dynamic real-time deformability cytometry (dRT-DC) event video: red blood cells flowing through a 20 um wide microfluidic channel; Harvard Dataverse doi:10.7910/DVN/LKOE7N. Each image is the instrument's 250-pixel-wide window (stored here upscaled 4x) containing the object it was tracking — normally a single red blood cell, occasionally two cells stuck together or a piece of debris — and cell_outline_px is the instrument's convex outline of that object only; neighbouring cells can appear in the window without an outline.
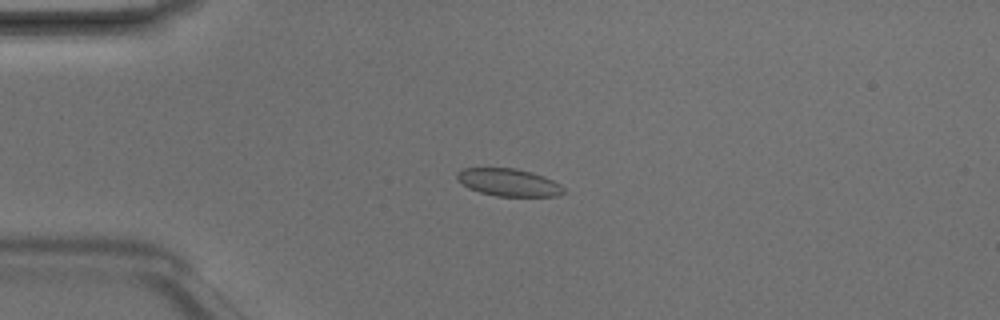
{"species": "Egyptian fruit bat (a non-hibernating species)", "species_latin": "Rousettus aegyptiacus", "temperature_condition": "room temperature", "stored_images_in_passage": 3, "camera_frame_rate_fps": 3000, "um_per_image_px": 0.085, "animal": {"sex": "male"}, "frame": {"image": 1, "passage_image": 3, "time_ms": 0.667, "image_size_px": [1000, 320], "cell_outline_px": [[564, 192], [556, 196], [496, 196], [480, 192], [468, 188], [456, 180], [456, 172], [464, 168], [516, 168], [532, 172], [544, 176], [560, 184], [564, 188]], "centroid_in_image_um": [43.2, 15.5], "position_along_channel_um": 41.8, "area_um2": 17.17}}